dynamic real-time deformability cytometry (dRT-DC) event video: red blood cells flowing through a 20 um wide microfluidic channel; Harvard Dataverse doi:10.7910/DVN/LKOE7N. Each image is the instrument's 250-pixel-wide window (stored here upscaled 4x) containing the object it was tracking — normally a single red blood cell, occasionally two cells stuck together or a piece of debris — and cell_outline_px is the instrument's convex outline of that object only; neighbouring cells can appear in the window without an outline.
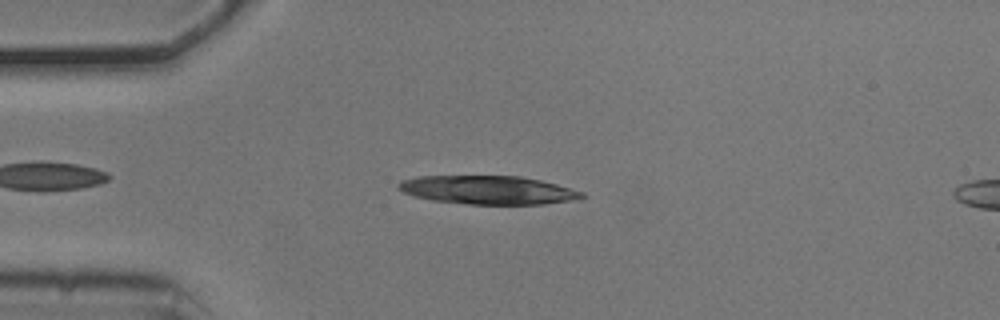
{"species": "common noctule bat (a hibernating species)", "species_latin": "Nyctalus noctula", "temperature_condition": "cold", "stored_images_in_passage": 42, "camera_frame_rate_fps": 3000, "um_per_image_px": 0.085, "animal": {"sex": "male", "body_mass_g": 20.5, "forearm_length_mm": 52.5}, "frame": {"image": 1, "passage_image": 2, "time_ms": 0.333, "image_size_px": [1000, 320], "cell_outline_px": [[584, 196], [572, 200], [544, 204], [468, 204], [432, 200], [416, 196], [404, 192], [396, 188], [396, 184], [400, 180], [420, 176], [520, 176], [540, 180], [556, 184], [584, 192]], "centroid_in_image_um": [41.44, 16.14], "position_along_channel_um": 43.6, "area_um2": 30.35}}